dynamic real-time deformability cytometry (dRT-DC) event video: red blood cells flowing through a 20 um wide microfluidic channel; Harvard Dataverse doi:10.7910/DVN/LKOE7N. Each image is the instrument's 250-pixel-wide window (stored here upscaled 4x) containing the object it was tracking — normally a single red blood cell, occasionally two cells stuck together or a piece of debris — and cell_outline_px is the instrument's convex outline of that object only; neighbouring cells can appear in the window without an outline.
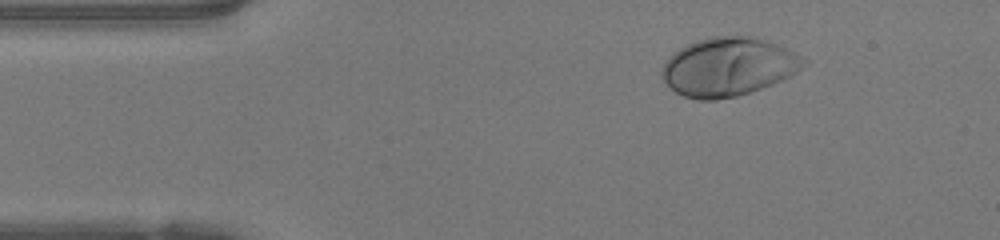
{"species": "human", "species_latin": "Homo sapiens", "temperature_condition": "warm", "stored_images_in_passage": 42, "camera_frame_rate_fps": 3000, "um_per_image_px": 0.085, "donor": {"sex": "female"}, "frame": {"image": 1, "passage_image": 1, "time_ms": 0.0, "image_size_px": [1000, 240], "cell_outline_px": [[808, 64], [796, 72], [772, 84], [736, 96], [716, 100], [696, 100], [684, 96], [676, 92], [660, 76], [660, 72], [664, 64], [680, 48], [696, 40], [708, 36], [752, 36], [776, 44], [796, 52], [808, 60]], "centroid_in_image_um": [61.92, 5.67], "position_along_channel_um": 23.1, "area_um2": 48.09}}
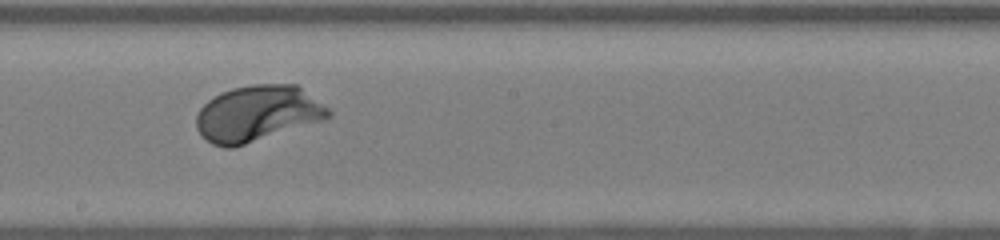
{"frame": {"image": 2, "passage_image": 20, "time_ms": 6.333, "image_size_px": [1000, 240], "cell_outline_px": [[332, 116], [320, 120], [232, 148], [224, 148], [212, 144], [196, 128], [196, 116], [200, 108], [208, 100], [220, 92], [232, 88], [252, 84], [296, 84], [328, 108], [332, 112]], "centroid_in_image_um": [21.84, 9.63], "position_along_channel_um": 226.4, "area_um2": 42.48}}
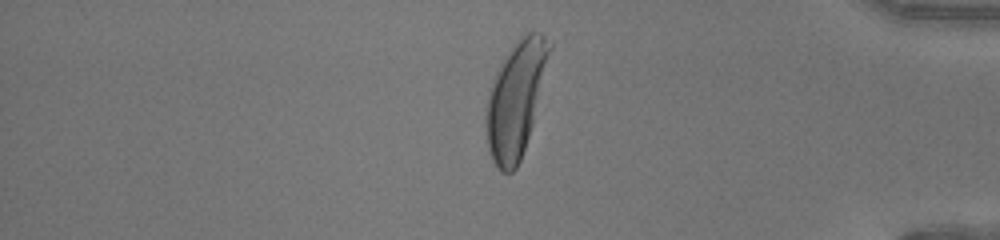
{"frame": {"image": 3, "passage_image": 34, "time_ms": 11.0, "image_size_px": [1000, 240], "cell_outline_px": [[552, 48], [532, 124], [520, 160], [516, 168], [512, 172], [504, 172], [492, 160], [488, 148], [484, 120], [484, 108], [496, 72], [504, 56], [512, 44], [520, 36], [528, 32], [540, 32], [552, 44]], "centroid_in_image_um": [43.82, 8.38], "position_along_channel_um": 391.4, "area_um2": 42.31}, "authors_computed_cell_mechanics": {"area_um2": 42.6275, "velocity_mm_per_s": 4.1898, "shape_relaxation_time_tau1_ms": 1.3717, "shape_relaxation_time_tau2_ms": null, "deformation_change_tau1": 0.1492, "deformation_change_tau2": null}}